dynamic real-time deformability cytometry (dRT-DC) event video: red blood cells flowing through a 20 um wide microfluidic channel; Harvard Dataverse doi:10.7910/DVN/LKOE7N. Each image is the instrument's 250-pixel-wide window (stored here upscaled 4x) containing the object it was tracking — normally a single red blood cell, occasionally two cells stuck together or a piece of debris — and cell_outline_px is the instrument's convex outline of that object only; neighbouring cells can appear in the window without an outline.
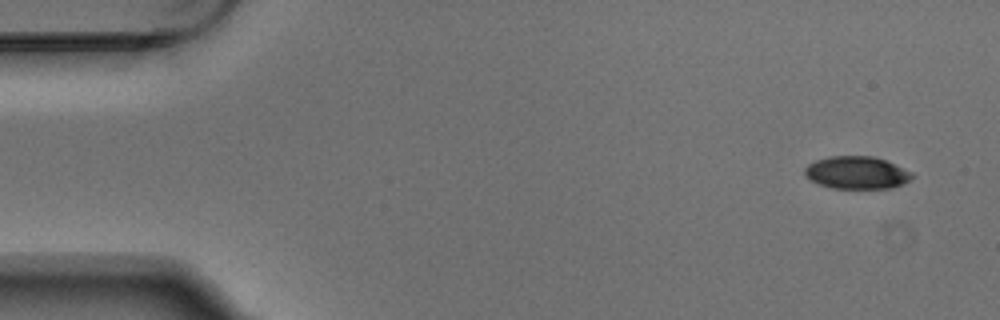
{"species": "Egyptian fruit bat (a non-hibernating species)", "species_latin": "Rousettus aegyptiacus", "temperature_condition": "warm", "stored_images_in_passage": 7, "camera_frame_rate_fps": 3000, "um_per_image_px": 0.085, "animal": {"sex": "male"}, "frame": {"image": 1, "passage_image": 1, "time_ms": 0.0, "image_size_px": [1000, 320], "cell_outline_px": [[916, 176], [904, 184], [892, 188], [832, 188], [820, 184], [804, 176], [804, 168], [808, 164], [816, 160], [828, 156], [876, 156], [912, 172]], "centroid_in_image_um": [72.84, 14.67], "position_along_channel_um": 12.2, "area_um2": 20.52}}
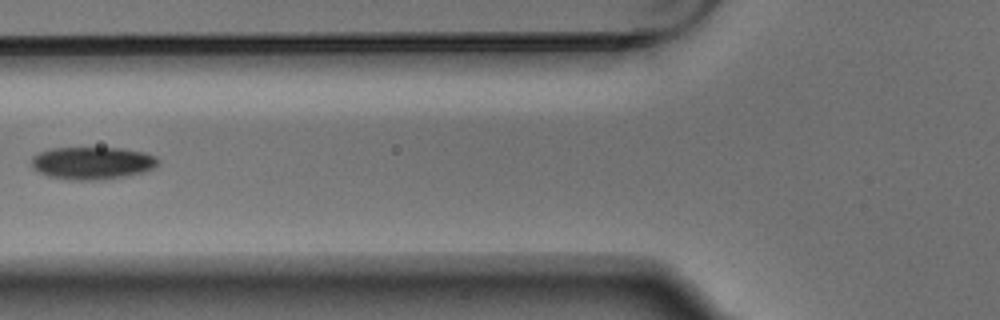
{"frame": {"image": 2, "passage_image": 6, "time_ms": 1.667, "image_size_px": [1000, 320], "cell_outline_px": [[160, 160], [152, 168], [144, 172], [124, 176], [100, 180], [72, 180], [48, 176], [32, 168], [32, 156], [40, 152], [52, 148], [120, 148], [144, 152], [156, 156]], "centroid_in_image_um": [7.84, 13.86], "position_along_channel_um": 118.0, "area_um2": 23.93}}
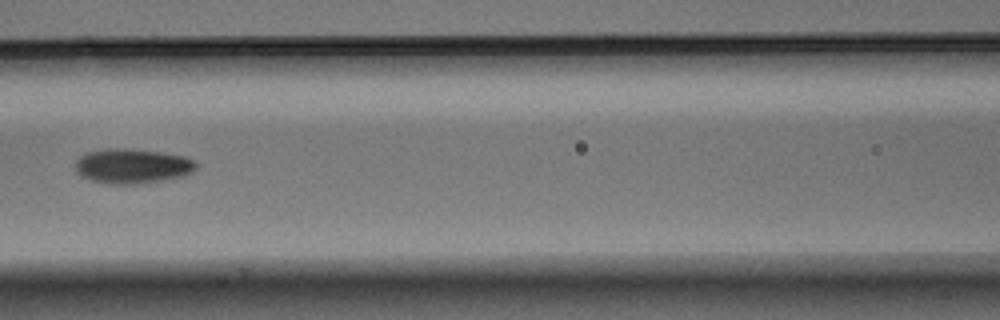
{"frame": {"image": 3, "passage_image": 7, "time_ms": 2.0, "image_size_px": [1000, 320], "cell_outline_px": [[196, 168], [192, 172], [184, 176], [164, 180], [136, 184], [112, 184], [92, 180], [80, 176], [76, 172], [76, 160], [80, 156], [88, 152], [108, 148], [124, 148], [160, 152], [184, 156], [196, 160]], "centroid_in_image_um": [11.26, 14.11], "position_along_channel_um": 155.3, "area_um2": 24.51}}